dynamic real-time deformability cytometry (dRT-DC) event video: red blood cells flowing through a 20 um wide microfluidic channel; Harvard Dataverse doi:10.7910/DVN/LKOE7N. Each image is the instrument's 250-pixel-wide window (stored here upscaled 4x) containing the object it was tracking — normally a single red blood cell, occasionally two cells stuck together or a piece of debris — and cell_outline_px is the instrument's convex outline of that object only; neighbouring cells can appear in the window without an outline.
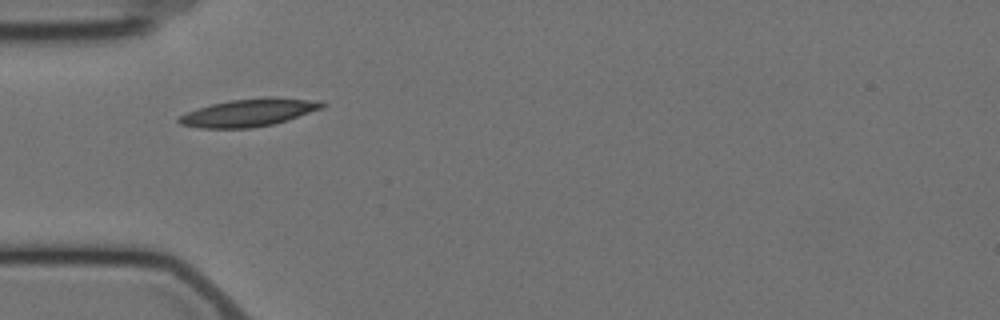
{"species": "Egyptian fruit bat (a non-hibernating species)", "species_latin": "Rousettus aegyptiacus", "temperature_condition": "cold", "stored_images_in_passage": 1, "camera_frame_rate_fps": 3000, "um_per_image_px": 0.085, "animal": {"sex": "female"}, "frame": {"image": 1, "passage_image": 1, "time_ms": 0.0, "image_size_px": [1000, 320], "cell_outline_px": [[328, 104], [324, 108], [288, 120], [272, 124], [252, 128], [200, 128], [180, 124], [176, 120], [180, 116], [196, 108], [228, 100], [264, 96], [272, 96], [308, 100]], "centroid_in_image_um": [21.15, 9.56], "position_along_channel_um": 63.9, "area_um2": 23.18}}